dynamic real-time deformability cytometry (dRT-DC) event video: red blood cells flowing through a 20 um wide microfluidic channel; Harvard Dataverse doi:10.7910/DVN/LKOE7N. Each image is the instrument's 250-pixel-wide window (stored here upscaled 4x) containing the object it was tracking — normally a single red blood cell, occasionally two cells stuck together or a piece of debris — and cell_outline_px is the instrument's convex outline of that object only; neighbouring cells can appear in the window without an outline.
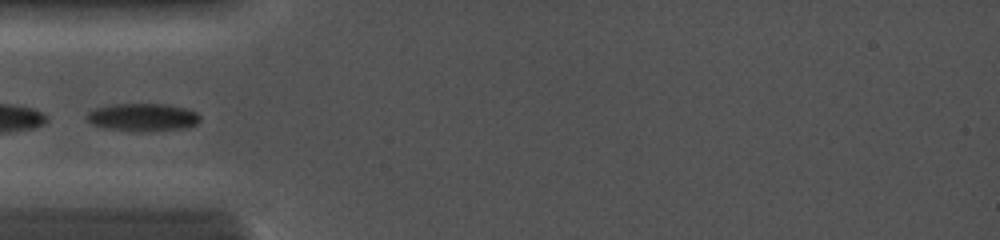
{"species": "common noctule bat (a hibernating species)", "species_latin": "Nyctalus noctula", "temperature_condition": "cold", "stored_images_in_passage": 16, "camera_frame_rate_fps": 5000, "um_per_image_px": 0.085, "animal": {"sex": "female", "body_mass_g": 19.0, "forearm_length_mm": 56.7}, "frame": {"image": 1, "passage_image": 1, "time_ms": 0.0, "image_size_px": [1000, 240], "cell_outline_px": [[200, 120], [196, 124], [184, 128], [104, 128], [92, 124], [84, 116], [88, 112], [96, 108], [112, 104], [168, 104], [188, 108], [196, 112], [200, 116]], "centroid_in_image_um": [12.13, 9.89], "position_along_channel_um": 72.9, "area_um2": 17.34}}